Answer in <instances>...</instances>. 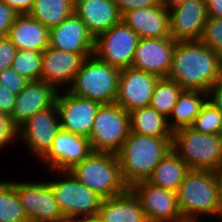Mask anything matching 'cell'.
I'll return each instance as SVG.
<instances>
[{
	"label": "cell",
	"mask_w": 222,
	"mask_h": 222,
	"mask_svg": "<svg viewBox=\"0 0 222 222\" xmlns=\"http://www.w3.org/2000/svg\"><path fill=\"white\" fill-rule=\"evenodd\" d=\"M168 78L184 90L207 93L221 78L219 54L201 41H177Z\"/></svg>",
	"instance_id": "cell-1"
},
{
	"label": "cell",
	"mask_w": 222,
	"mask_h": 222,
	"mask_svg": "<svg viewBox=\"0 0 222 222\" xmlns=\"http://www.w3.org/2000/svg\"><path fill=\"white\" fill-rule=\"evenodd\" d=\"M172 140L173 137H151L129 132L117 153L122 178L129 188L151 177L156 166L172 149Z\"/></svg>",
	"instance_id": "cell-2"
},
{
	"label": "cell",
	"mask_w": 222,
	"mask_h": 222,
	"mask_svg": "<svg viewBox=\"0 0 222 222\" xmlns=\"http://www.w3.org/2000/svg\"><path fill=\"white\" fill-rule=\"evenodd\" d=\"M177 199L184 222H199L205 215L222 219L213 170L190 169L177 190Z\"/></svg>",
	"instance_id": "cell-3"
},
{
	"label": "cell",
	"mask_w": 222,
	"mask_h": 222,
	"mask_svg": "<svg viewBox=\"0 0 222 222\" xmlns=\"http://www.w3.org/2000/svg\"><path fill=\"white\" fill-rule=\"evenodd\" d=\"M69 172L83 185L107 199L126 192L117 154L92 152Z\"/></svg>",
	"instance_id": "cell-4"
},
{
	"label": "cell",
	"mask_w": 222,
	"mask_h": 222,
	"mask_svg": "<svg viewBox=\"0 0 222 222\" xmlns=\"http://www.w3.org/2000/svg\"><path fill=\"white\" fill-rule=\"evenodd\" d=\"M120 72L121 69L99 60L93 54L84 59L80 70L66 90L101 105L113 104L118 93Z\"/></svg>",
	"instance_id": "cell-5"
},
{
	"label": "cell",
	"mask_w": 222,
	"mask_h": 222,
	"mask_svg": "<svg viewBox=\"0 0 222 222\" xmlns=\"http://www.w3.org/2000/svg\"><path fill=\"white\" fill-rule=\"evenodd\" d=\"M172 149L189 169L214 171L222 163V136L219 134L181 128L173 132Z\"/></svg>",
	"instance_id": "cell-6"
},
{
	"label": "cell",
	"mask_w": 222,
	"mask_h": 222,
	"mask_svg": "<svg viewBox=\"0 0 222 222\" xmlns=\"http://www.w3.org/2000/svg\"><path fill=\"white\" fill-rule=\"evenodd\" d=\"M130 132V115L118 104L101 105L90 135L93 152L117 154Z\"/></svg>",
	"instance_id": "cell-7"
},
{
	"label": "cell",
	"mask_w": 222,
	"mask_h": 222,
	"mask_svg": "<svg viewBox=\"0 0 222 222\" xmlns=\"http://www.w3.org/2000/svg\"><path fill=\"white\" fill-rule=\"evenodd\" d=\"M62 173V174H61ZM65 179L48 181L64 217L98 215L103 198L80 183L69 171H57Z\"/></svg>",
	"instance_id": "cell-8"
},
{
	"label": "cell",
	"mask_w": 222,
	"mask_h": 222,
	"mask_svg": "<svg viewBox=\"0 0 222 222\" xmlns=\"http://www.w3.org/2000/svg\"><path fill=\"white\" fill-rule=\"evenodd\" d=\"M140 37L122 20L95 38L94 55L119 69L131 67Z\"/></svg>",
	"instance_id": "cell-9"
},
{
	"label": "cell",
	"mask_w": 222,
	"mask_h": 222,
	"mask_svg": "<svg viewBox=\"0 0 222 222\" xmlns=\"http://www.w3.org/2000/svg\"><path fill=\"white\" fill-rule=\"evenodd\" d=\"M55 105L61 130L90 138L100 103L62 90L57 94Z\"/></svg>",
	"instance_id": "cell-10"
},
{
	"label": "cell",
	"mask_w": 222,
	"mask_h": 222,
	"mask_svg": "<svg viewBox=\"0 0 222 222\" xmlns=\"http://www.w3.org/2000/svg\"><path fill=\"white\" fill-rule=\"evenodd\" d=\"M29 222H52L64 218L48 181L15 182Z\"/></svg>",
	"instance_id": "cell-11"
},
{
	"label": "cell",
	"mask_w": 222,
	"mask_h": 222,
	"mask_svg": "<svg viewBox=\"0 0 222 222\" xmlns=\"http://www.w3.org/2000/svg\"><path fill=\"white\" fill-rule=\"evenodd\" d=\"M137 196L148 222H184L177 192L141 181L130 188Z\"/></svg>",
	"instance_id": "cell-12"
},
{
	"label": "cell",
	"mask_w": 222,
	"mask_h": 222,
	"mask_svg": "<svg viewBox=\"0 0 222 222\" xmlns=\"http://www.w3.org/2000/svg\"><path fill=\"white\" fill-rule=\"evenodd\" d=\"M60 122L56 105L37 112L19 129L18 137L35 157L41 160L51 149L54 138L60 131Z\"/></svg>",
	"instance_id": "cell-13"
},
{
	"label": "cell",
	"mask_w": 222,
	"mask_h": 222,
	"mask_svg": "<svg viewBox=\"0 0 222 222\" xmlns=\"http://www.w3.org/2000/svg\"><path fill=\"white\" fill-rule=\"evenodd\" d=\"M159 77L132 67L121 69L115 104L128 113L150 106L152 94Z\"/></svg>",
	"instance_id": "cell-14"
},
{
	"label": "cell",
	"mask_w": 222,
	"mask_h": 222,
	"mask_svg": "<svg viewBox=\"0 0 222 222\" xmlns=\"http://www.w3.org/2000/svg\"><path fill=\"white\" fill-rule=\"evenodd\" d=\"M176 42L172 37L140 38L131 67L159 78L168 77Z\"/></svg>",
	"instance_id": "cell-15"
},
{
	"label": "cell",
	"mask_w": 222,
	"mask_h": 222,
	"mask_svg": "<svg viewBox=\"0 0 222 222\" xmlns=\"http://www.w3.org/2000/svg\"><path fill=\"white\" fill-rule=\"evenodd\" d=\"M93 152L89 138L61 130L49 152L41 159L51 171H69Z\"/></svg>",
	"instance_id": "cell-16"
},
{
	"label": "cell",
	"mask_w": 222,
	"mask_h": 222,
	"mask_svg": "<svg viewBox=\"0 0 222 222\" xmlns=\"http://www.w3.org/2000/svg\"><path fill=\"white\" fill-rule=\"evenodd\" d=\"M49 46L70 53L92 56L95 38L85 23L73 13L59 25L49 30Z\"/></svg>",
	"instance_id": "cell-17"
},
{
	"label": "cell",
	"mask_w": 222,
	"mask_h": 222,
	"mask_svg": "<svg viewBox=\"0 0 222 222\" xmlns=\"http://www.w3.org/2000/svg\"><path fill=\"white\" fill-rule=\"evenodd\" d=\"M84 59L81 54L48 46L42 52L41 80L53 85L58 91L66 90L80 70Z\"/></svg>",
	"instance_id": "cell-18"
},
{
	"label": "cell",
	"mask_w": 222,
	"mask_h": 222,
	"mask_svg": "<svg viewBox=\"0 0 222 222\" xmlns=\"http://www.w3.org/2000/svg\"><path fill=\"white\" fill-rule=\"evenodd\" d=\"M170 33L176 41H200L208 15L205 0H187L169 10Z\"/></svg>",
	"instance_id": "cell-19"
},
{
	"label": "cell",
	"mask_w": 222,
	"mask_h": 222,
	"mask_svg": "<svg viewBox=\"0 0 222 222\" xmlns=\"http://www.w3.org/2000/svg\"><path fill=\"white\" fill-rule=\"evenodd\" d=\"M58 90L42 80L29 81L17 95L11 118L19 129L37 112L52 107L56 103Z\"/></svg>",
	"instance_id": "cell-20"
},
{
	"label": "cell",
	"mask_w": 222,
	"mask_h": 222,
	"mask_svg": "<svg viewBox=\"0 0 222 222\" xmlns=\"http://www.w3.org/2000/svg\"><path fill=\"white\" fill-rule=\"evenodd\" d=\"M121 20L140 38L171 37L169 10L162 3L130 10L122 15Z\"/></svg>",
	"instance_id": "cell-21"
},
{
	"label": "cell",
	"mask_w": 222,
	"mask_h": 222,
	"mask_svg": "<svg viewBox=\"0 0 222 222\" xmlns=\"http://www.w3.org/2000/svg\"><path fill=\"white\" fill-rule=\"evenodd\" d=\"M74 13L96 38L121 21L114 0H74Z\"/></svg>",
	"instance_id": "cell-22"
},
{
	"label": "cell",
	"mask_w": 222,
	"mask_h": 222,
	"mask_svg": "<svg viewBox=\"0 0 222 222\" xmlns=\"http://www.w3.org/2000/svg\"><path fill=\"white\" fill-rule=\"evenodd\" d=\"M7 38L18 50L43 52L49 46V29L29 14H18Z\"/></svg>",
	"instance_id": "cell-23"
},
{
	"label": "cell",
	"mask_w": 222,
	"mask_h": 222,
	"mask_svg": "<svg viewBox=\"0 0 222 222\" xmlns=\"http://www.w3.org/2000/svg\"><path fill=\"white\" fill-rule=\"evenodd\" d=\"M98 216L101 222H148L137 196L126 192L103 199Z\"/></svg>",
	"instance_id": "cell-24"
},
{
	"label": "cell",
	"mask_w": 222,
	"mask_h": 222,
	"mask_svg": "<svg viewBox=\"0 0 222 222\" xmlns=\"http://www.w3.org/2000/svg\"><path fill=\"white\" fill-rule=\"evenodd\" d=\"M207 101V93L199 90H183L168 118L170 129L191 127L201 107Z\"/></svg>",
	"instance_id": "cell-25"
},
{
	"label": "cell",
	"mask_w": 222,
	"mask_h": 222,
	"mask_svg": "<svg viewBox=\"0 0 222 222\" xmlns=\"http://www.w3.org/2000/svg\"><path fill=\"white\" fill-rule=\"evenodd\" d=\"M189 170L187 163L171 149L147 181L157 187L177 192Z\"/></svg>",
	"instance_id": "cell-26"
},
{
	"label": "cell",
	"mask_w": 222,
	"mask_h": 222,
	"mask_svg": "<svg viewBox=\"0 0 222 222\" xmlns=\"http://www.w3.org/2000/svg\"><path fill=\"white\" fill-rule=\"evenodd\" d=\"M129 115L131 132L151 137H173L168 118L159 114L151 106L136 109Z\"/></svg>",
	"instance_id": "cell-27"
},
{
	"label": "cell",
	"mask_w": 222,
	"mask_h": 222,
	"mask_svg": "<svg viewBox=\"0 0 222 222\" xmlns=\"http://www.w3.org/2000/svg\"><path fill=\"white\" fill-rule=\"evenodd\" d=\"M74 13V0H34L28 14L49 30Z\"/></svg>",
	"instance_id": "cell-28"
},
{
	"label": "cell",
	"mask_w": 222,
	"mask_h": 222,
	"mask_svg": "<svg viewBox=\"0 0 222 222\" xmlns=\"http://www.w3.org/2000/svg\"><path fill=\"white\" fill-rule=\"evenodd\" d=\"M183 90L176 81L168 77L159 78L152 94L150 106L159 114L169 118Z\"/></svg>",
	"instance_id": "cell-29"
},
{
	"label": "cell",
	"mask_w": 222,
	"mask_h": 222,
	"mask_svg": "<svg viewBox=\"0 0 222 222\" xmlns=\"http://www.w3.org/2000/svg\"><path fill=\"white\" fill-rule=\"evenodd\" d=\"M0 222H29L13 181H0Z\"/></svg>",
	"instance_id": "cell-30"
},
{
	"label": "cell",
	"mask_w": 222,
	"mask_h": 222,
	"mask_svg": "<svg viewBox=\"0 0 222 222\" xmlns=\"http://www.w3.org/2000/svg\"><path fill=\"white\" fill-rule=\"evenodd\" d=\"M42 52L18 50L12 68L28 81L41 80Z\"/></svg>",
	"instance_id": "cell-31"
},
{
	"label": "cell",
	"mask_w": 222,
	"mask_h": 222,
	"mask_svg": "<svg viewBox=\"0 0 222 222\" xmlns=\"http://www.w3.org/2000/svg\"><path fill=\"white\" fill-rule=\"evenodd\" d=\"M191 128L204 134L220 135L222 131V112L207 100L201 107Z\"/></svg>",
	"instance_id": "cell-32"
},
{
	"label": "cell",
	"mask_w": 222,
	"mask_h": 222,
	"mask_svg": "<svg viewBox=\"0 0 222 222\" xmlns=\"http://www.w3.org/2000/svg\"><path fill=\"white\" fill-rule=\"evenodd\" d=\"M200 41L215 53H222V18H207Z\"/></svg>",
	"instance_id": "cell-33"
},
{
	"label": "cell",
	"mask_w": 222,
	"mask_h": 222,
	"mask_svg": "<svg viewBox=\"0 0 222 222\" xmlns=\"http://www.w3.org/2000/svg\"><path fill=\"white\" fill-rule=\"evenodd\" d=\"M29 81L20 76L12 67L0 72V85L18 95Z\"/></svg>",
	"instance_id": "cell-34"
},
{
	"label": "cell",
	"mask_w": 222,
	"mask_h": 222,
	"mask_svg": "<svg viewBox=\"0 0 222 222\" xmlns=\"http://www.w3.org/2000/svg\"><path fill=\"white\" fill-rule=\"evenodd\" d=\"M18 137V128L12 118L6 113L0 112V149L7 147Z\"/></svg>",
	"instance_id": "cell-35"
},
{
	"label": "cell",
	"mask_w": 222,
	"mask_h": 222,
	"mask_svg": "<svg viewBox=\"0 0 222 222\" xmlns=\"http://www.w3.org/2000/svg\"><path fill=\"white\" fill-rule=\"evenodd\" d=\"M18 49L7 38H0V72L12 67Z\"/></svg>",
	"instance_id": "cell-36"
},
{
	"label": "cell",
	"mask_w": 222,
	"mask_h": 222,
	"mask_svg": "<svg viewBox=\"0 0 222 222\" xmlns=\"http://www.w3.org/2000/svg\"><path fill=\"white\" fill-rule=\"evenodd\" d=\"M18 14L11 6H8L4 1H0V38L7 37L9 29Z\"/></svg>",
	"instance_id": "cell-37"
},
{
	"label": "cell",
	"mask_w": 222,
	"mask_h": 222,
	"mask_svg": "<svg viewBox=\"0 0 222 222\" xmlns=\"http://www.w3.org/2000/svg\"><path fill=\"white\" fill-rule=\"evenodd\" d=\"M121 16L135 9L149 8L160 5L162 0H114Z\"/></svg>",
	"instance_id": "cell-38"
},
{
	"label": "cell",
	"mask_w": 222,
	"mask_h": 222,
	"mask_svg": "<svg viewBox=\"0 0 222 222\" xmlns=\"http://www.w3.org/2000/svg\"><path fill=\"white\" fill-rule=\"evenodd\" d=\"M16 97L17 95L0 85V112L11 116L15 107Z\"/></svg>",
	"instance_id": "cell-39"
},
{
	"label": "cell",
	"mask_w": 222,
	"mask_h": 222,
	"mask_svg": "<svg viewBox=\"0 0 222 222\" xmlns=\"http://www.w3.org/2000/svg\"><path fill=\"white\" fill-rule=\"evenodd\" d=\"M207 100L222 112V78L209 88Z\"/></svg>",
	"instance_id": "cell-40"
},
{
	"label": "cell",
	"mask_w": 222,
	"mask_h": 222,
	"mask_svg": "<svg viewBox=\"0 0 222 222\" xmlns=\"http://www.w3.org/2000/svg\"><path fill=\"white\" fill-rule=\"evenodd\" d=\"M8 6H11L19 14H28L32 9L34 0H2Z\"/></svg>",
	"instance_id": "cell-41"
},
{
	"label": "cell",
	"mask_w": 222,
	"mask_h": 222,
	"mask_svg": "<svg viewBox=\"0 0 222 222\" xmlns=\"http://www.w3.org/2000/svg\"><path fill=\"white\" fill-rule=\"evenodd\" d=\"M208 17L222 18V0H205Z\"/></svg>",
	"instance_id": "cell-42"
},
{
	"label": "cell",
	"mask_w": 222,
	"mask_h": 222,
	"mask_svg": "<svg viewBox=\"0 0 222 222\" xmlns=\"http://www.w3.org/2000/svg\"><path fill=\"white\" fill-rule=\"evenodd\" d=\"M217 181L218 200L222 212V163L213 171Z\"/></svg>",
	"instance_id": "cell-43"
},
{
	"label": "cell",
	"mask_w": 222,
	"mask_h": 222,
	"mask_svg": "<svg viewBox=\"0 0 222 222\" xmlns=\"http://www.w3.org/2000/svg\"><path fill=\"white\" fill-rule=\"evenodd\" d=\"M187 0H162V5L170 10L178 5L185 3Z\"/></svg>",
	"instance_id": "cell-44"
},
{
	"label": "cell",
	"mask_w": 222,
	"mask_h": 222,
	"mask_svg": "<svg viewBox=\"0 0 222 222\" xmlns=\"http://www.w3.org/2000/svg\"><path fill=\"white\" fill-rule=\"evenodd\" d=\"M75 222H101L98 215L74 218Z\"/></svg>",
	"instance_id": "cell-45"
},
{
	"label": "cell",
	"mask_w": 222,
	"mask_h": 222,
	"mask_svg": "<svg viewBox=\"0 0 222 222\" xmlns=\"http://www.w3.org/2000/svg\"><path fill=\"white\" fill-rule=\"evenodd\" d=\"M52 222H75L74 218L64 217L59 220H54Z\"/></svg>",
	"instance_id": "cell-46"
},
{
	"label": "cell",
	"mask_w": 222,
	"mask_h": 222,
	"mask_svg": "<svg viewBox=\"0 0 222 222\" xmlns=\"http://www.w3.org/2000/svg\"><path fill=\"white\" fill-rule=\"evenodd\" d=\"M220 76L222 78V53L219 55Z\"/></svg>",
	"instance_id": "cell-47"
}]
</instances>
